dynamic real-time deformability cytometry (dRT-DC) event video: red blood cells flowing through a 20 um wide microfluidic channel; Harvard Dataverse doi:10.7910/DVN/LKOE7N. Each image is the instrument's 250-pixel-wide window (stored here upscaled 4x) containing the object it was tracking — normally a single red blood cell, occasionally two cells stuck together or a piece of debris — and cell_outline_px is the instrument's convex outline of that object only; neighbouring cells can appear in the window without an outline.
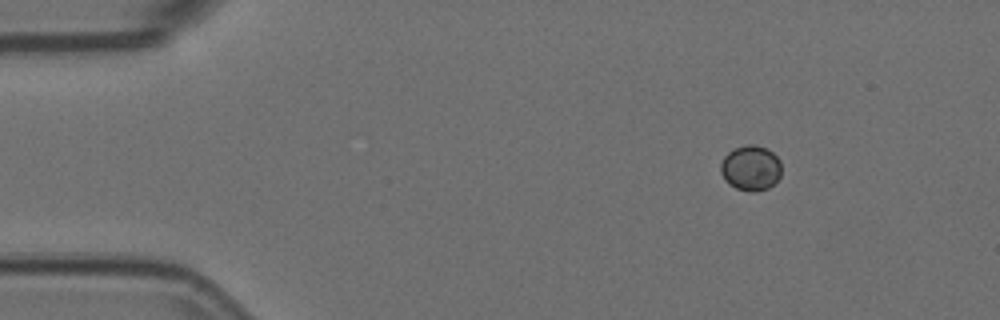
{"species": "Egyptian fruit bat (a non-hibernating species)", "species_latin": "Rousettus aegyptiacus", "temperature_condition": "room temperature", "stored_images_in_passage": 49, "camera_frame_rate_fps": 3000, "um_per_image_px": 0.085, "animal": {"sex": "female"}, "frame": {"image": 1, "passage_image": 1, "time_ms": 0.0, "image_size_px": [1000, 320], "cell_outline_px": [[780, 176], [768, 188], [756, 192], [752, 192], [736, 188], [728, 184], [724, 180], [720, 172], [720, 164], [724, 156], [732, 148], [744, 144], [756, 144], [768, 148], [780, 160]], "centroid_in_image_um": [63.78, 14.25], "position_along_channel_um": 21.2, "area_um2": 16.3}}
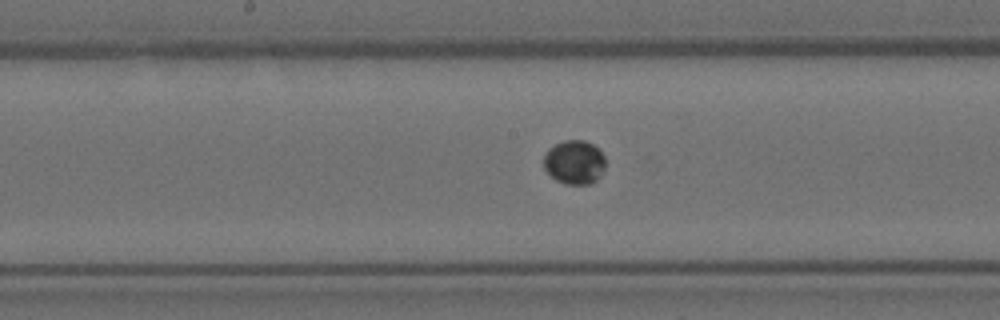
{"frame": {"image": 2, "passage_image": 22, "time_ms": 7.0, "image_size_px": [1000, 320], "cell_outline_px": [[604, 168], [600, 176], [596, 180], [588, 184], [564, 184], [556, 180], [544, 168], [544, 156], [548, 148], [564, 140], [584, 140], [592, 144], [604, 156]], "centroid_in_image_um": [48.81, 13.79], "position_along_channel_um": 199.4, "area_um2": 15.66}}
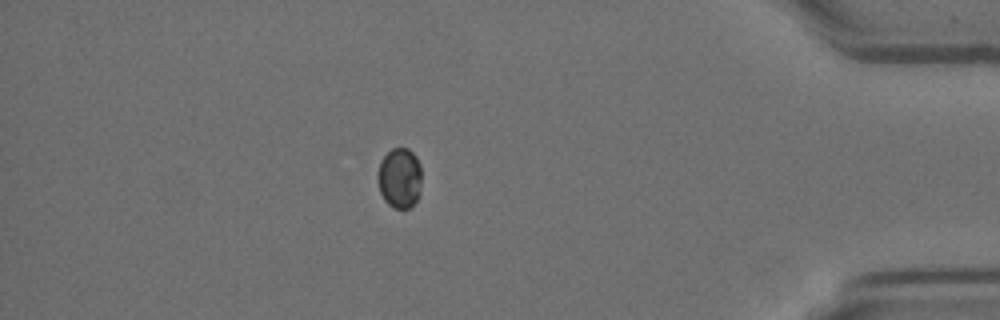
{"frame": {"image": 3, "passage_image": 42, "time_ms": 13.667, "image_size_px": [1000, 320], "cell_outline_px": [[420, 192], [416, 200], [408, 208], [392, 208], [384, 200], [380, 192], [376, 176], [380, 160], [392, 148], [408, 148], [416, 156], [420, 164]], "centroid_in_image_um": [33.94, 15.12], "position_along_channel_um": 401.3, "area_um2": 15.55}}